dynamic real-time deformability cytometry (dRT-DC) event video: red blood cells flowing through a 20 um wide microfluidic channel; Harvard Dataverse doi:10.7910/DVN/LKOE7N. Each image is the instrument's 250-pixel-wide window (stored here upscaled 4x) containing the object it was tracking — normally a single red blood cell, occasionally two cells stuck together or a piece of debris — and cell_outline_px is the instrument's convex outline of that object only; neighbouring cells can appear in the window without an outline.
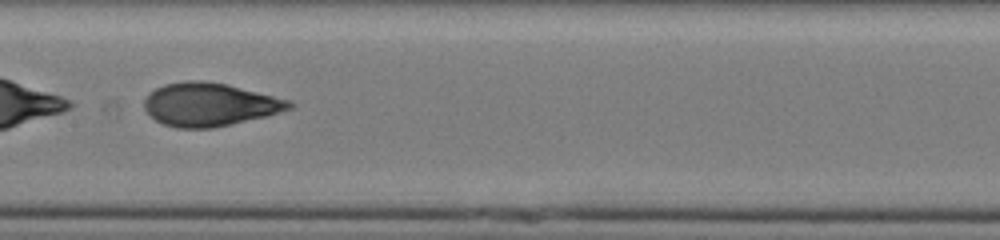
{"species": "human", "species_latin": "Homo sapiens", "temperature_condition": "cold", "stored_images_in_passage": 51, "camera_frame_rate_fps": 3000, "um_per_image_px": 0.085, "donor": {"sex": "male"}, "frame": {"image": 1, "passage_image": 27, "time_ms": 8.667, "image_size_px": [1000, 240], "cell_outline_px": [[296, 104], [292, 108], [264, 116], [212, 128], [176, 128], [164, 124], [156, 120], [144, 108], [144, 100], [156, 88], [164, 84], [184, 80], [204, 80], [228, 84], [292, 100]], "centroid_in_image_um": [17.84, 8.86], "position_along_channel_um": 189.6, "area_um2": 36.47}, "authors_computed_cell_mechanics": {"area_um2": 38.9572, "velocity_mm_per_s": 3.9214, "shape_relaxation_time_tau1_ms": 5.1732, "shape_relaxation_time_tau2_ms": 0.8756, "deformation_change_tau1": 0.2099, "deformation_change_tau2": 0.064}}